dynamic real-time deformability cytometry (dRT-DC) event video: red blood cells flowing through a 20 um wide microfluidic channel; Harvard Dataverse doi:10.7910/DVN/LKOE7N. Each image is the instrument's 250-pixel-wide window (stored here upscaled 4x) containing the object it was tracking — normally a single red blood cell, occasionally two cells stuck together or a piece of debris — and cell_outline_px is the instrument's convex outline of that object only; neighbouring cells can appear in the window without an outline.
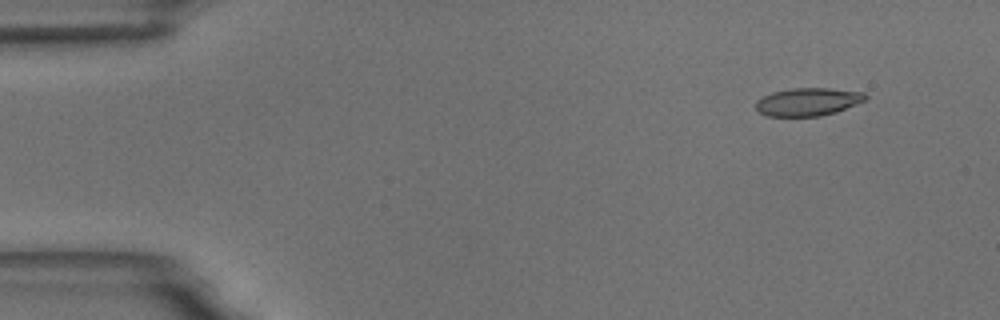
{"species": "common noctule bat (a hibernating species)", "species_latin": "Nyctalus noctula", "temperature_condition": "room temperature", "stored_images_in_passage": 53, "camera_frame_rate_fps": 3000, "um_per_image_px": 0.085, "animal": {"sex": "male", "body_mass_g": 18.8}, "frame": {"image": 1, "passage_image": 1, "time_ms": 0.0, "image_size_px": [1000, 320], "cell_outline_px": [[868, 96], [864, 100], [836, 112], [820, 116], [764, 116], [756, 108], [756, 100], [772, 92], [792, 88], [828, 88], [864, 92]], "centroid_in_image_um": [68.65, 8.65], "position_along_channel_um": 16.4, "area_um2": 17.74}}
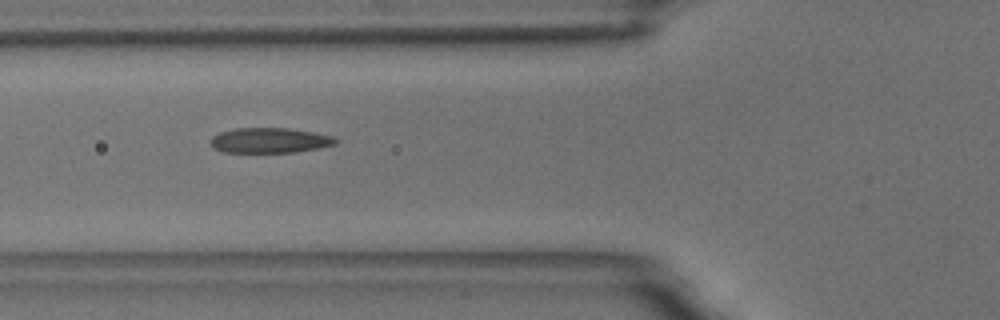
{"frame": {"image": 2, "passage_image": 17, "time_ms": 5.333, "image_size_px": [1000, 320], "cell_outline_px": [[340, 140], [336, 144], [296, 152], [224, 152], [212, 148], [212, 136], [220, 132], [236, 128], [288, 128], [312, 132], [332, 136]], "centroid_in_image_um": [22.93, 11.93], "position_along_channel_um": 102.9, "area_um2": 18.21}}
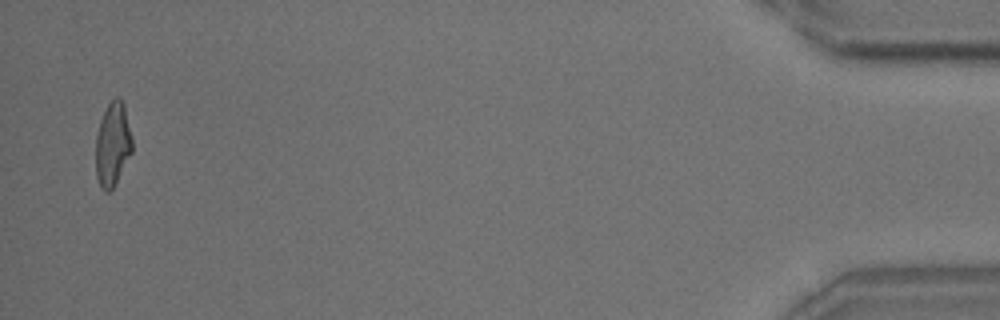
{"frame": {"image": 3, "passage_image": 52, "time_ms": 17.0, "image_size_px": [1000, 320], "cell_outline_px": [[132, 152], [116, 184], [108, 192], [104, 192], [100, 188], [96, 176], [96, 136], [100, 120], [108, 104], [116, 96], [120, 96], [124, 104], [132, 136]], "centroid_in_image_um": [9.58, 12.28], "position_along_channel_um": 425.6, "area_um2": 18.03}, "authors_computed_cell_mechanics": {"area_um2": 18.496, "velocity_mm_per_s": 3.5123, "shape_relaxation_time_tau1_ms": 6.7485, "shape_relaxation_time_tau2_ms": 1.3204, "deformation_change_tau1": 0.198, "deformation_change_tau2": 0.0843}}